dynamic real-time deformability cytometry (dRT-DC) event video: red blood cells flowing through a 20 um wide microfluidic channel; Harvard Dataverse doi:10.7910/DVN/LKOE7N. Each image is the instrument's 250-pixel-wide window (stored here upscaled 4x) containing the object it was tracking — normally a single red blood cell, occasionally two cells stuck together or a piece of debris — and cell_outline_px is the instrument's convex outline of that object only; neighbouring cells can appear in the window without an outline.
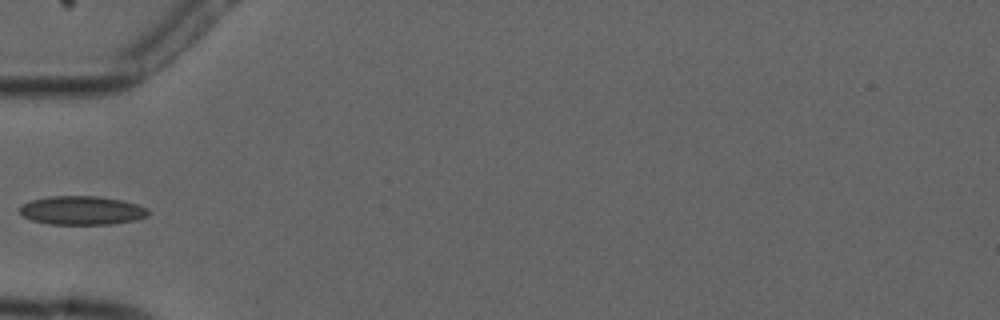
{"species": "common noctule bat (a hibernating species)", "species_latin": "Nyctalus noctula", "temperature_condition": "cold", "stored_images_in_passage": 5, "camera_frame_rate_fps": 3000, "um_per_image_px": 0.085, "animal": {"sex": "male", "forearm_length_mm": 52.5}, "frame": {"image": 1, "passage_image": 5, "time_ms": 4.667, "image_size_px": [1000, 320], "cell_outline_px": [[152, 212], [148, 216], [136, 220], [112, 224], [48, 224], [32, 220], [24, 216], [20, 212], [20, 204], [32, 200], [48, 196], [96, 196], [124, 200], [148, 208]], "centroid_in_image_um": [7.0, 17.88], "position_along_channel_um": 78.0, "area_um2": 21.73}}